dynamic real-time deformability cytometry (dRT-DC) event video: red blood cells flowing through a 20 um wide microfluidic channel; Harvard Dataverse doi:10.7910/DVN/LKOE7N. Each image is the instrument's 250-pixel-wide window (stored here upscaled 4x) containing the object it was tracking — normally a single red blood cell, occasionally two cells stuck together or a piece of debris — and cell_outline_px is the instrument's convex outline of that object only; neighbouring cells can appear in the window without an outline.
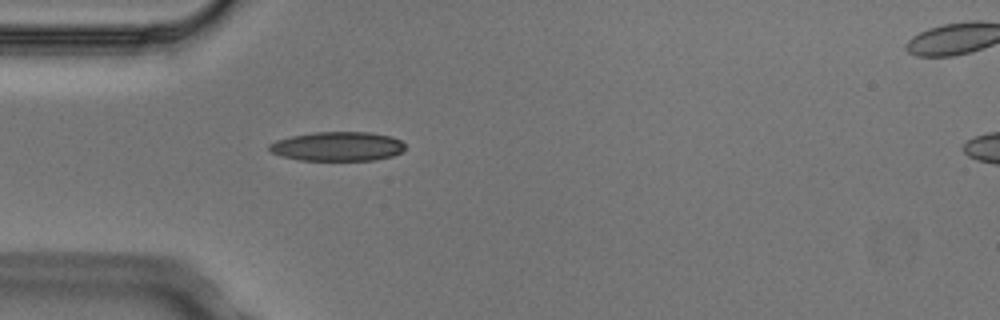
{"species": "Egyptian fruit bat (a non-hibernating species)", "species_latin": "Rousettus aegyptiacus", "temperature_condition": "cold", "stored_images_in_passage": 3, "camera_frame_rate_fps": 3000, "um_per_image_px": 0.085, "animal": {"sex": "male"}, "frame": {"image": 1, "passage_image": 2, "time_ms": 0.333, "image_size_px": [1000, 320], "cell_outline_px": [[404, 148], [400, 152], [392, 156], [372, 160], [300, 160], [280, 156], [272, 152], [268, 148], [268, 144], [276, 140], [292, 136], [316, 132], [372, 132], [392, 136], [400, 140], [404, 144]], "centroid_in_image_um": [28.68, 12.44], "position_along_channel_um": 56.3, "area_um2": 23.12}}